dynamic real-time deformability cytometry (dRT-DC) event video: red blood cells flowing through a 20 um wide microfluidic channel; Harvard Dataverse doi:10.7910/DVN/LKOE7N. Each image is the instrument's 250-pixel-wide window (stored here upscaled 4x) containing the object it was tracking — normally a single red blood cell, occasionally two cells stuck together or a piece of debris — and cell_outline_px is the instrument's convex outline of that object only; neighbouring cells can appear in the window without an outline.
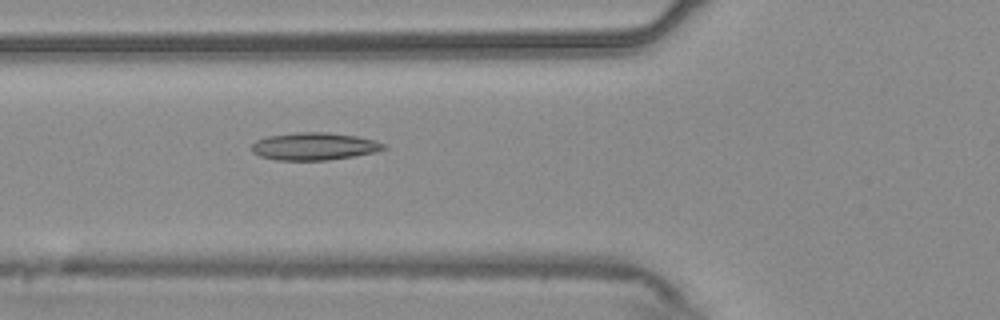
{"species": "common noctule bat (a hibernating species)", "species_latin": "Nyctalus noctula", "temperature_condition": "warm", "stored_images_in_passage": 44, "camera_frame_rate_fps": 3000, "um_per_image_px": 0.085, "animal": {"sex": "male", "body_mass_g": 20.4}, "frame": {"image": 1, "passage_image": 10, "time_ms": 3.0, "image_size_px": [1000, 320], "cell_outline_px": [[388, 148], [372, 152], [352, 156], [328, 160], [276, 160], [260, 156], [252, 152], [252, 144], [256, 140], [268, 136], [296, 132], [328, 132], [356, 136], [376, 140], [384, 144]], "centroid_in_image_um": [26.69, 12.43], "position_along_channel_um": 99.1, "area_um2": 21.1}}
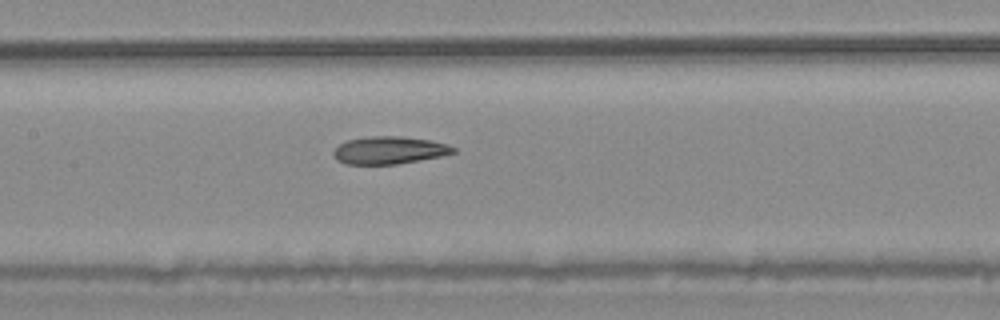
{"frame": {"image": 2, "passage_image": 16, "time_ms": 5.0, "image_size_px": [1000, 320], "cell_outline_px": [[456, 152], [440, 156], [396, 164], [344, 164], [336, 160], [332, 152], [340, 144], [348, 140], [372, 136], [400, 136], [432, 140], [448, 144], [456, 148]], "centroid_in_image_um": [33.09, 12.77], "position_along_channel_um": 174.3, "area_um2": 19.19}}
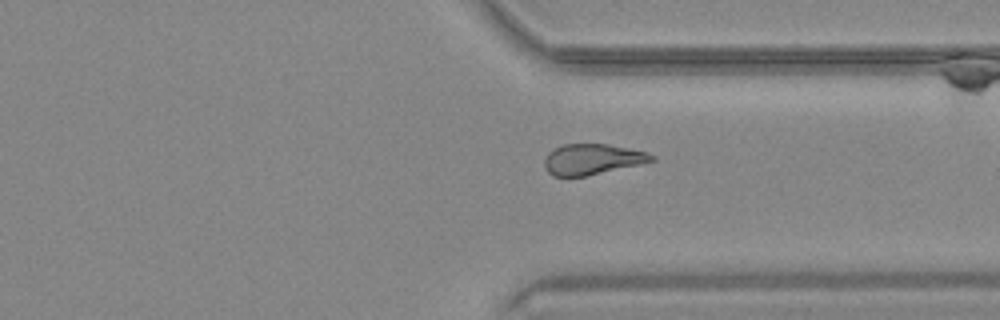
{"frame": {"image": 3, "passage_image": 31, "time_ms": 10.0, "image_size_px": [1000, 320], "cell_outline_px": [[656, 160], [640, 164], [584, 176], [552, 176], [544, 168], [544, 160], [548, 152], [552, 148], [564, 144], [608, 144], [648, 152], [656, 156]], "centroid_in_image_um": [50.32, 13.53], "position_along_channel_um": 361.1, "area_um2": 19.19}, "authors_computed_cell_mechanics": {"area_um2": 20.1722, "velocity_mm_per_s": 3.7385, "shape_relaxation_time_tau1_ms": null, "shape_relaxation_time_tau2_ms": 4.5652, "deformation_change_tau1": null, "deformation_change_tau2": 0.1322}}